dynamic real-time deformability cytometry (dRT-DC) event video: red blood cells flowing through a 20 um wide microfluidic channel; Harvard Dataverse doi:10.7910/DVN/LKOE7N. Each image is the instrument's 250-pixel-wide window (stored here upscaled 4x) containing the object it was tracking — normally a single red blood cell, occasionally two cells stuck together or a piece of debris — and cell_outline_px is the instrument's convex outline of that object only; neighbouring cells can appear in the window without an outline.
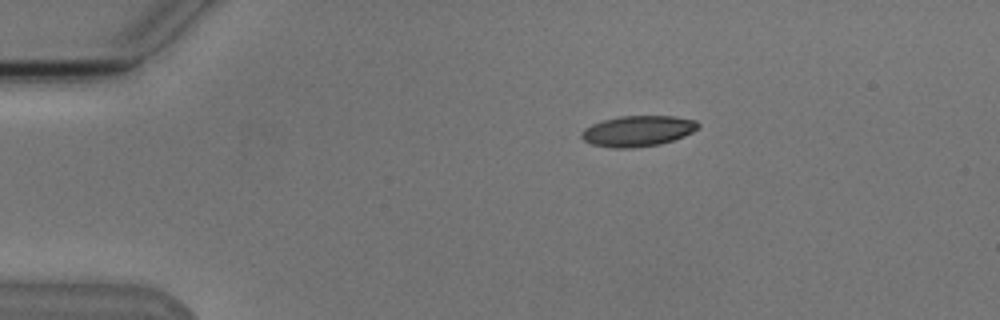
{"species": "Egyptian fruit bat (a non-hibernating species)", "species_latin": "Rousettus aegyptiacus", "temperature_condition": "cold", "stored_images_in_passage": 6, "camera_frame_rate_fps": 3000, "um_per_image_px": 0.085, "animal": {"sex": "male"}, "frame": {"image": 1, "passage_image": 1, "time_ms": 0.0, "image_size_px": [1000, 320], "cell_outline_px": [[700, 128], [684, 136], [660, 144], [632, 148], [612, 148], [592, 144], [584, 140], [580, 136], [580, 132], [584, 128], [592, 124], [604, 120], [620, 116], [676, 116], [696, 120], [700, 124]], "centroid_in_image_um": [54.22, 11.13], "position_along_channel_um": 30.8, "area_um2": 20.98}}
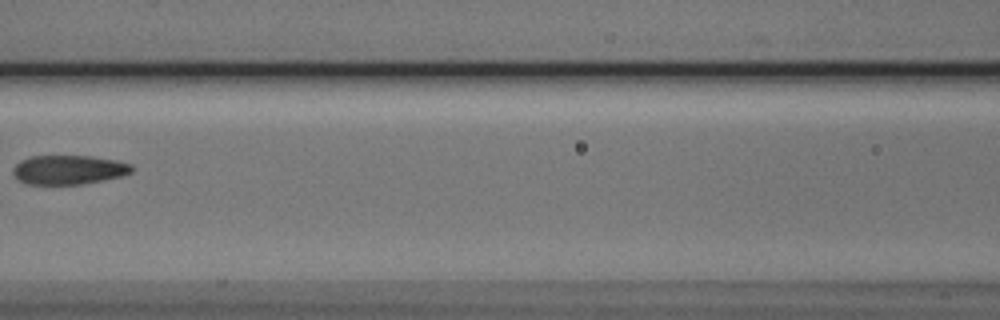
{"frame": {"image": 2, "passage_image": 5, "time_ms": 5.0, "image_size_px": [1000, 320], "cell_outline_px": [[132, 172], [120, 176], [104, 180], [84, 184], [24, 184], [16, 180], [12, 172], [12, 168], [20, 160], [32, 156], [88, 156], [116, 160], [132, 164]], "centroid_in_image_um": [5.79, 14.44], "position_along_channel_um": 160.8, "area_um2": 20.35}}
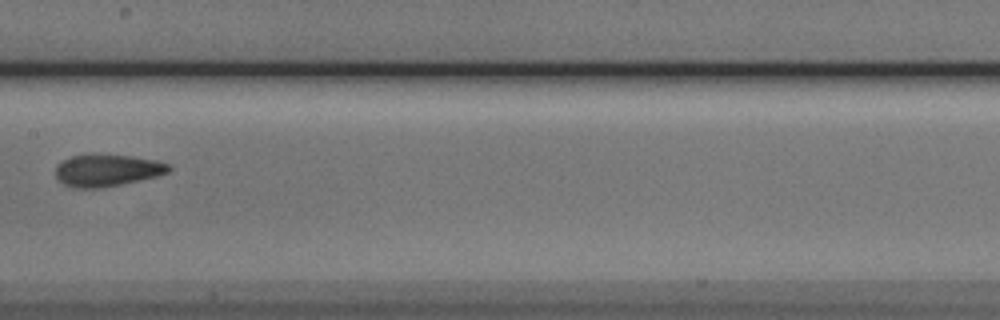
{"frame": {"image": 3, "passage_image": 6, "time_ms": 6.0, "image_size_px": [1000, 320], "cell_outline_px": [[172, 168], [168, 172], [156, 176], [120, 184], [100, 188], [72, 188], [64, 184], [56, 176], [56, 164], [72, 156], [92, 152], [132, 156], [156, 160], [168, 164]], "centroid_in_image_um": [9.07, 14.45], "position_along_channel_um": 198.3, "area_um2": 21.39}}